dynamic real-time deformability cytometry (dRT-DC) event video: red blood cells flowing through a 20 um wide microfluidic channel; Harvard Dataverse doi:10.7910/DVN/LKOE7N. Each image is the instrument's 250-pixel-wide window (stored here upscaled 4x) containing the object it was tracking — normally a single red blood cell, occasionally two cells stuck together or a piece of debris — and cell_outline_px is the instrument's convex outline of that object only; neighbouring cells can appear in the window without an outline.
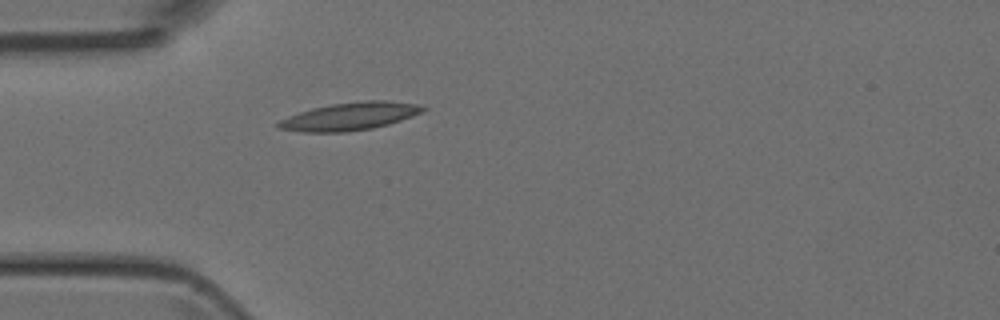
{"species": "Egyptian fruit bat (a non-hibernating species)", "species_latin": "Rousettus aegyptiacus", "temperature_condition": "room temperature", "stored_images_in_passage": 4, "camera_frame_rate_fps": 3000, "um_per_image_px": 0.085, "animal": {"sex": "female"}, "frame": {"image": 1, "passage_image": 4, "time_ms": 3.667, "image_size_px": [1000, 320], "cell_outline_px": [[428, 108], [424, 112], [388, 124], [372, 128], [344, 132], [304, 132], [276, 128], [276, 124], [280, 120], [288, 116], [312, 108], [332, 104], [364, 100], [384, 100], [416, 104]], "centroid_in_image_um": [29.73, 9.89], "position_along_channel_um": 55.3, "area_um2": 23.29}}